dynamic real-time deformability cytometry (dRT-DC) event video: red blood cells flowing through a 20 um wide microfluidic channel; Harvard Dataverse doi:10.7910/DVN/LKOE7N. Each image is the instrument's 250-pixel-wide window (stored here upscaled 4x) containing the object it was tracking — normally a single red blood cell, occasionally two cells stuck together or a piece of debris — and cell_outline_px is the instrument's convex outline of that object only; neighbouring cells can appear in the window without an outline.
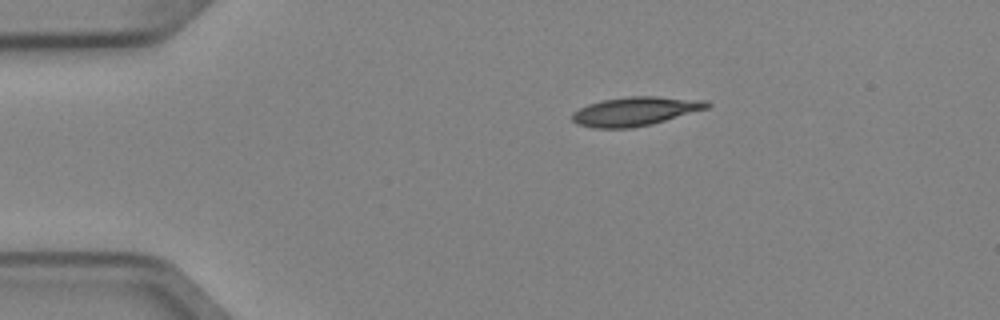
{"species": "Egyptian fruit bat (a non-hibernating species)", "species_latin": "Rousettus aegyptiacus", "temperature_condition": "cold", "stored_images_in_passage": 4, "camera_frame_rate_fps": 3000, "um_per_image_px": 0.085, "animal": {"sex": "female"}, "frame": {"image": 1, "passage_image": 1, "time_ms": 0.0, "image_size_px": [1000, 320], "cell_outline_px": [[712, 104], [708, 108], [652, 124], [632, 128], [596, 128], [580, 124], [572, 120], [572, 112], [588, 104], [600, 100], [628, 96], [656, 96], [708, 100]], "centroid_in_image_um": [54.03, 9.45], "position_along_channel_um": 31.0, "area_um2": 22.77}}
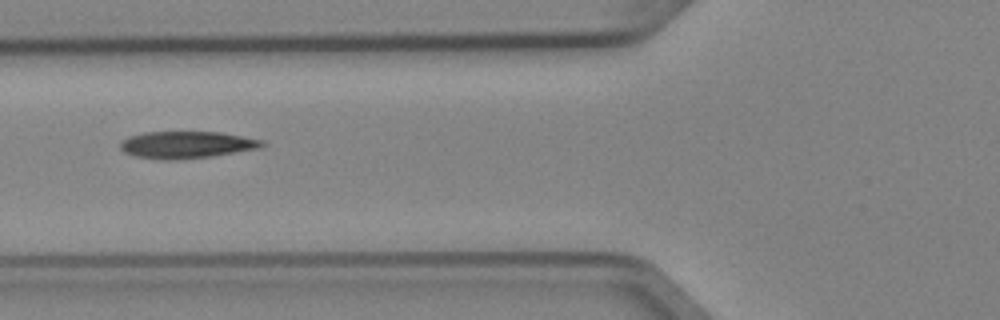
{"frame": {"image": 2, "passage_image": 3, "time_ms": 0.667, "image_size_px": [1000, 320], "cell_outline_px": [[264, 144], [260, 148], [212, 156], [176, 160], [160, 160], [136, 156], [124, 152], [120, 148], [120, 144], [128, 136], [144, 132], [220, 132], [264, 140]], "centroid_in_image_um": [15.85, 12.31], "position_along_channel_um": 110.0, "area_um2": 22.31}}
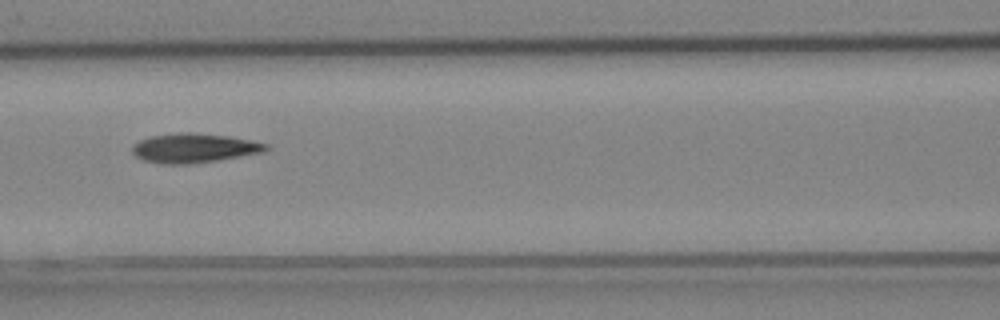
{"frame": {"image": 3, "passage_image": 4, "time_ms": 1.0, "image_size_px": [1000, 320], "cell_outline_px": [[272, 148], [264, 152], [216, 160], [188, 164], [164, 164], [144, 160], [136, 156], [132, 152], [132, 144], [140, 140], [152, 136], [176, 132], [192, 132], [228, 136], [252, 140], [268, 144]], "centroid_in_image_um": [16.51, 12.57], "position_along_channel_um": 150.1, "area_um2": 22.89}}